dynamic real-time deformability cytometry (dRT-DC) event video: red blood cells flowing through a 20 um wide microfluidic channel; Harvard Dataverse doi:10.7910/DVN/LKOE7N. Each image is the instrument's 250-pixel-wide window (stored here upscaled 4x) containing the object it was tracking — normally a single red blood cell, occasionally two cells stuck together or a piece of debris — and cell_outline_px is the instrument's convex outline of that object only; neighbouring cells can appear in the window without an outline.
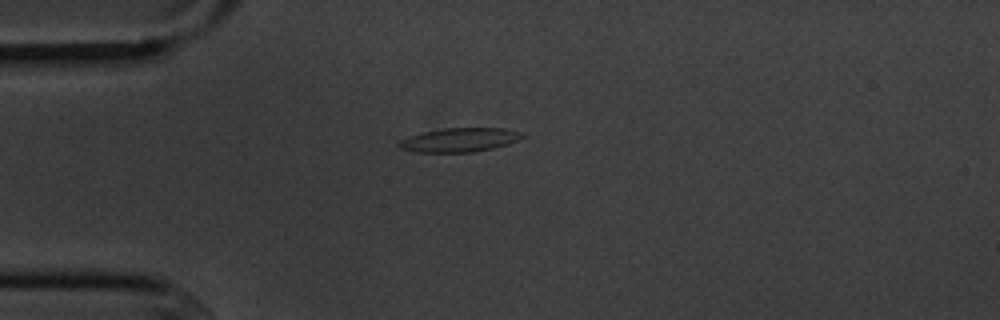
{"species": "common noctule bat (a hibernating species)", "species_latin": "Nyctalus noctula", "temperature_condition": "cold", "stored_images_in_passage": 2, "camera_frame_rate_fps": 3000, "um_per_image_px": 0.085, "animal": {"sex": "male", "body_mass_g": 20.1, "forearm_length_mm": 53.5}, "frame": {"image": 1, "passage_image": 1, "time_ms": 0.0, "image_size_px": [1000, 320], "cell_outline_px": [[524, 136], [508, 144], [492, 148], [472, 152], [416, 152], [400, 148], [396, 144], [400, 140], [408, 136], [424, 132], [444, 128], [504, 128], [520, 132]], "centroid_in_image_um": [39.01, 11.89], "position_along_channel_um": 46.0, "area_um2": 17.05}}
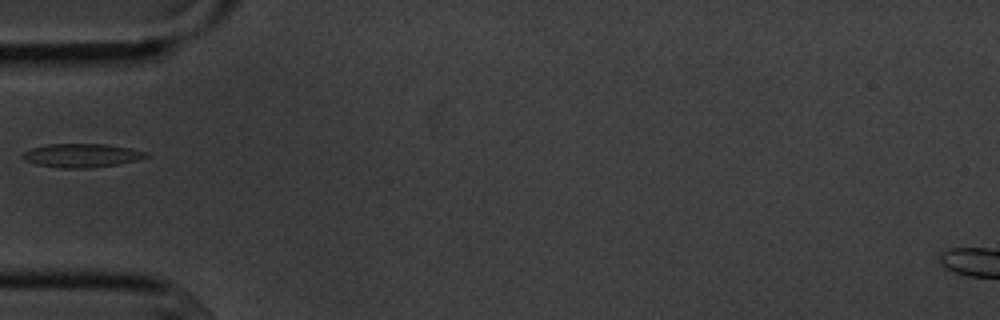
{"frame": {"image": 2, "passage_image": 2, "time_ms": 1.333, "image_size_px": [1000, 320], "cell_outline_px": [[148, 156], [136, 160], [120, 164], [92, 168], [60, 168], [36, 164], [24, 160], [20, 156], [24, 152], [32, 148], [48, 144], [108, 144], [132, 148], [148, 152]], "centroid_in_image_um": [6.96, 13.21], "position_along_channel_um": 78.0, "area_um2": 17.17}}